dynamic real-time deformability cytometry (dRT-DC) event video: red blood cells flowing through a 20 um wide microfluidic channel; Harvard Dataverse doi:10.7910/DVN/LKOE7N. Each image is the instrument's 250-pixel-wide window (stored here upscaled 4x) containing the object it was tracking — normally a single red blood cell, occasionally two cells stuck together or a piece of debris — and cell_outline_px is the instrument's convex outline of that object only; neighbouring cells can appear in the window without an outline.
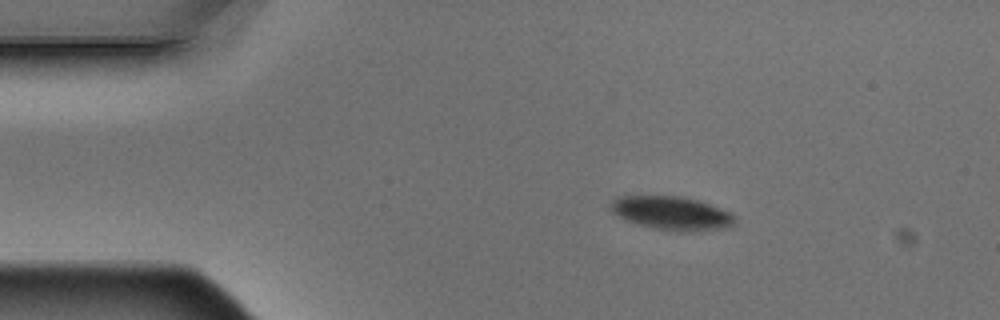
{"species": "Egyptian fruit bat (a non-hibernating species)", "species_latin": "Rousettus aegyptiacus", "temperature_condition": "warm", "stored_images_in_passage": 3, "camera_frame_rate_fps": 3000, "um_per_image_px": 0.085, "animal": {"sex": "male"}, "frame": {"image": 1, "passage_image": 1, "time_ms": 0.0, "image_size_px": [1000, 320], "cell_outline_px": [[736, 224], [724, 228], [692, 232], [676, 232], [652, 228], [636, 224], [624, 220], [612, 212], [608, 208], [608, 204], [616, 196], [680, 196], [700, 200], [732, 212], [736, 216]], "centroid_in_image_um": [57.1, 18.12], "position_along_channel_um": 27.9, "area_um2": 25.03}}
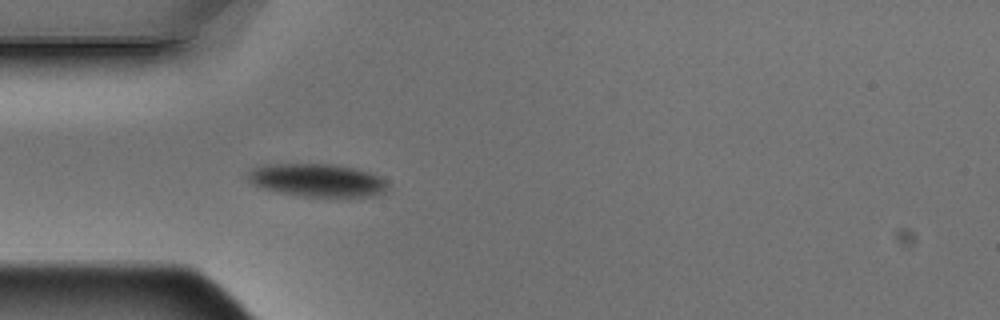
{"frame": {"image": 2, "passage_image": 3, "time_ms": 0.667, "image_size_px": [1000, 320], "cell_outline_px": [[388, 188], [384, 192], [372, 196], [300, 196], [280, 192], [264, 188], [252, 184], [244, 176], [252, 168], [264, 164], [332, 164], [352, 168], [368, 172], [380, 176], [388, 184]], "centroid_in_image_um": [26.92, 15.31], "position_along_channel_um": 58.1, "area_um2": 26.76}}